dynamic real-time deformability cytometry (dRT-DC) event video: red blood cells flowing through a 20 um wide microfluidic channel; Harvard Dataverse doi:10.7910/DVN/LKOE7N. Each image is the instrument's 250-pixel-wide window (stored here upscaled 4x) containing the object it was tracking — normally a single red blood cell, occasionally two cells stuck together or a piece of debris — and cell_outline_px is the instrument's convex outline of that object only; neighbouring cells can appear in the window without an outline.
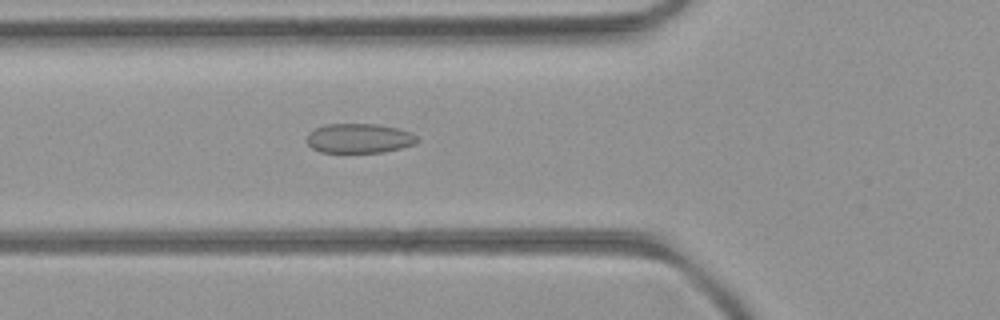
{"species": "common noctule bat (a hibernating species)", "species_latin": "Nyctalus noctula", "temperature_condition": "room temperature", "stored_images_in_passage": 51, "camera_frame_rate_fps": 3000, "um_per_image_px": 0.085, "animal": {"sex": "female", "body_mass_g": 21.9}, "frame": {"image": 1, "passage_image": 18, "time_ms": 5.667, "image_size_px": [1000, 320], "cell_outline_px": [[420, 140], [412, 144], [400, 148], [380, 152], [320, 152], [312, 148], [308, 144], [308, 132], [316, 128], [328, 124], [376, 124], [396, 128], [412, 132]], "centroid_in_image_um": [30.52, 11.75], "position_along_channel_um": 95.3, "area_um2": 18.79}}
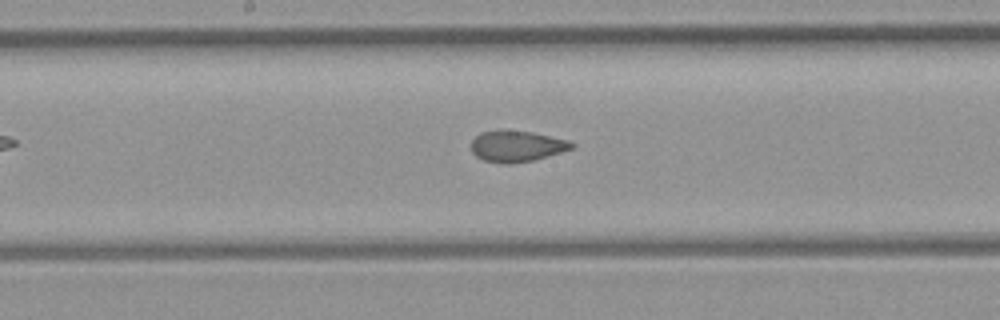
{"frame": {"image": 2, "passage_image": 26, "time_ms": 8.333, "image_size_px": [1000, 320], "cell_outline_px": [[576, 144], [572, 148], [560, 152], [532, 160], [508, 164], [504, 164], [484, 160], [476, 156], [472, 152], [472, 140], [480, 132], [496, 128], [504, 128], [532, 132], [568, 140]], "centroid_in_image_um": [43.87, 12.39], "position_along_channel_um": 204.3, "area_um2": 18.44}}
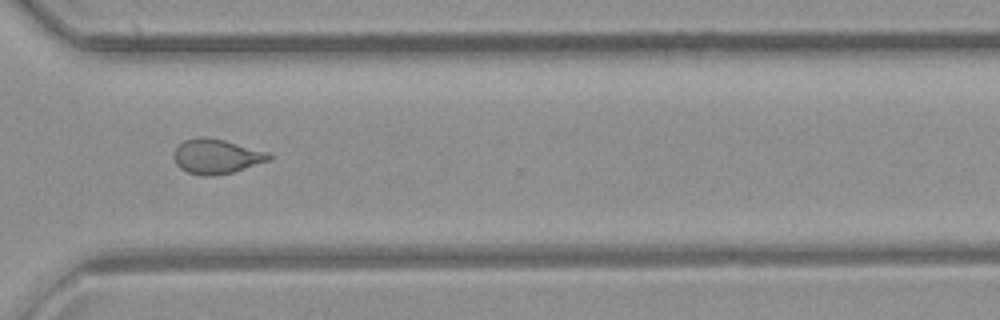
{"frame": {"image": 3, "passage_image": 37, "time_ms": 12.0, "image_size_px": [1000, 320], "cell_outline_px": [[272, 160], [232, 172], [212, 176], [200, 176], [188, 172], [180, 168], [176, 164], [172, 156], [176, 148], [184, 140], [200, 136], [208, 136], [224, 140], [268, 152], [272, 156]], "centroid_in_image_um": [18.38, 13.29], "position_along_channel_um": 352.2, "area_um2": 19.36}, "authors_computed_cell_mechanics": {"area_um2": 19.7098, "velocity_mm_per_s": 4.0521, "shape_relaxation_time_tau1_ms": 11.1421, "shape_relaxation_time_tau2_ms": 1.3432, "deformation_change_tau1": 0.1917, "deformation_change_tau2": 0.0647}}